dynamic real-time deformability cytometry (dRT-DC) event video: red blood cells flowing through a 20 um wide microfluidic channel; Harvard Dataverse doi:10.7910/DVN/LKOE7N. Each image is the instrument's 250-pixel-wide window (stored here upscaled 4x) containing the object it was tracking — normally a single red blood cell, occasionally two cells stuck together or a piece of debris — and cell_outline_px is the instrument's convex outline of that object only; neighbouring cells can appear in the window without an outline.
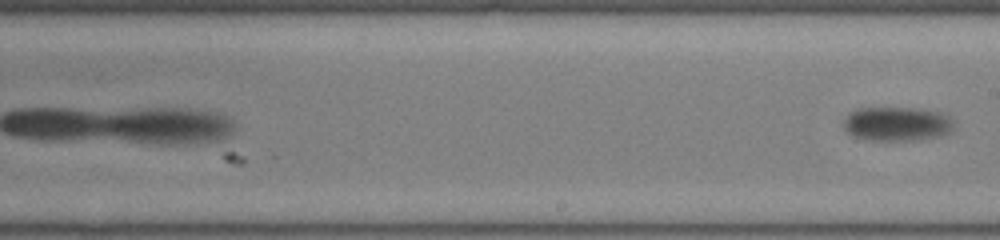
{"species": "common noctule bat (a hibernating species)", "species_latin": "Nyctalus noctula", "temperature_condition": "room temperature", "stored_images_in_passage": 24, "camera_frame_rate_fps": 3000, "um_per_image_px": 0.085, "animal": {"sex": "female", "body_mass_g": 22.0, "forearm_length_mm": 56.7}, "frame": {"image": 1, "passage_image": 24, "time_ms": 7.667, "image_size_px": [1000, 240], "cell_outline_px": [[952, 128], [948, 132], [940, 136], [916, 140], [864, 140], [852, 136], [844, 128], [844, 120], [856, 108], [912, 108], [936, 112], [948, 116], [952, 120]], "centroid_in_image_um": [76.19, 10.54], "position_along_channel_um": 212.8, "area_um2": 21.68}}